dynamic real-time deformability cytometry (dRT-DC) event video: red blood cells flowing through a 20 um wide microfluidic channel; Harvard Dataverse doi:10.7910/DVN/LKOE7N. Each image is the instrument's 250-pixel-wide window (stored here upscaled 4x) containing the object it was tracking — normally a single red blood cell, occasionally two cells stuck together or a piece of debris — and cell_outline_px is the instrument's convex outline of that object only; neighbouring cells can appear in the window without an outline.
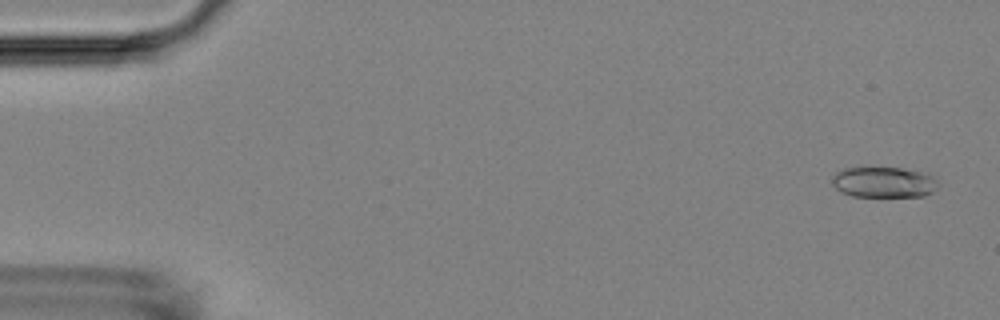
{"species": "Egyptian fruit bat (a non-hibernating species)", "species_latin": "Rousettus aegyptiacus", "temperature_condition": "room temperature", "stored_images_in_passage": 55, "camera_frame_rate_fps": 3000, "um_per_image_px": 0.085, "animal": {"sex": "female"}, "frame": {"image": 1, "passage_image": 3, "time_ms": 0.667, "image_size_px": [1000, 320], "cell_outline_px": [[936, 188], [932, 192], [924, 196], [852, 196], [840, 192], [832, 184], [832, 176], [836, 172], [844, 168], [900, 168], [920, 172], [932, 176], [936, 180]], "centroid_in_image_um": [75.07, 15.49], "position_along_channel_um": 9.9, "area_um2": 18.73}}
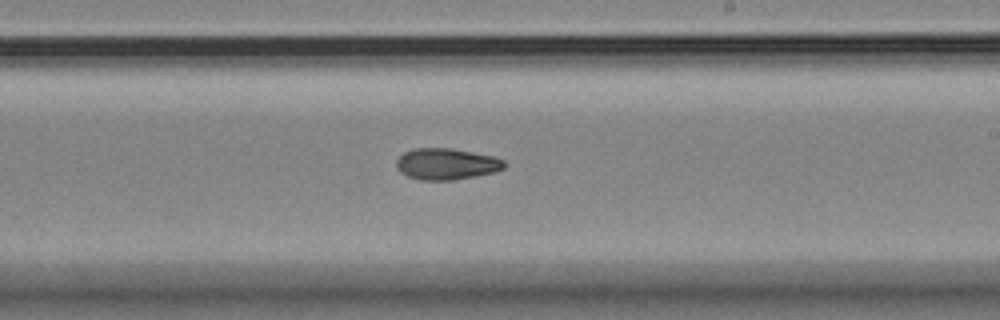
{"frame": {"image": 2, "passage_image": 33, "time_ms": 10.667, "image_size_px": [1000, 320], "cell_outline_px": [[504, 168], [496, 172], [476, 176], [452, 180], [420, 180], [408, 176], [400, 172], [396, 168], [396, 160], [404, 152], [412, 148], [452, 148], [492, 156], [504, 160]], "centroid_in_image_um": [37.92, 13.94], "position_along_channel_um": 251.1, "area_um2": 19.77}}
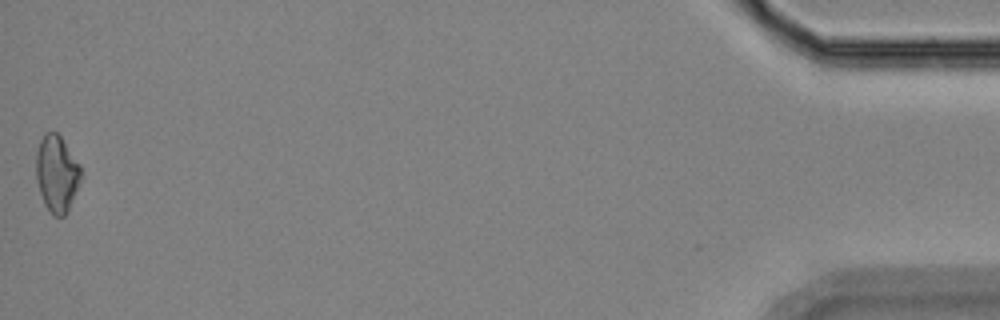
{"frame": {"image": 3, "passage_image": 55, "time_ms": 18.0, "image_size_px": [1000, 320], "cell_outline_px": [[84, 176], [68, 212], [64, 216], [52, 216], [44, 204], [36, 180], [36, 152], [40, 140], [44, 132], [56, 132], [60, 136], [80, 164]], "centroid_in_image_um": [4.86, 14.78], "position_along_channel_um": 430.3, "area_um2": 20.52}, "authors_computed_cell_mechanics": {"area_um2": 19.5942, "velocity_mm_per_s": 3.6914, "shape_relaxation_time_tau1_ms": null, "shape_relaxation_time_tau2_ms": 5.9453, "deformation_change_tau1": null, "deformation_change_tau2": 0.1172}}